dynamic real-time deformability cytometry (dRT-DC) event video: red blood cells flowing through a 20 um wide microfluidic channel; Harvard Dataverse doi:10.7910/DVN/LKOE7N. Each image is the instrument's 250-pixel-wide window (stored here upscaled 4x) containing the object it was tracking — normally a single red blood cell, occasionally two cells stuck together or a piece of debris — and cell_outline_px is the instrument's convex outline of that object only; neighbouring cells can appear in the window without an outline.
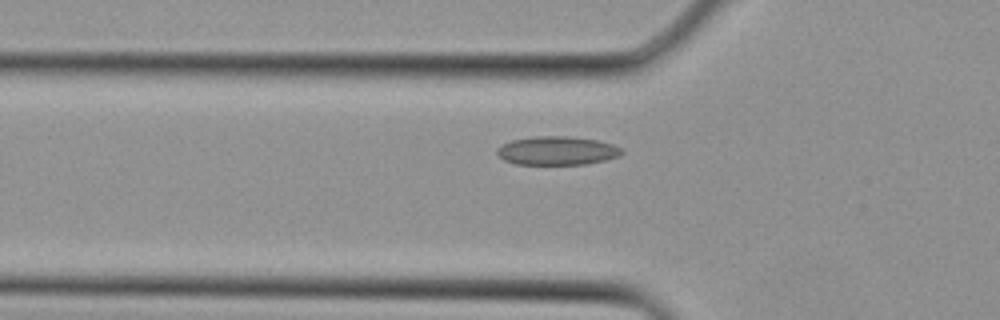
{"species": "Egyptian fruit bat (a non-hibernating species)", "species_latin": "Rousettus aegyptiacus", "temperature_condition": "cold", "stored_images_in_passage": 4, "camera_frame_rate_fps": 3000, "um_per_image_px": 0.085, "animal": {"sex": "female"}, "frame": {"image": 1, "passage_image": 4, "time_ms": 1.0, "image_size_px": [1000, 320], "cell_outline_px": [[624, 152], [620, 156], [588, 164], [516, 164], [504, 160], [496, 152], [496, 148], [512, 140], [536, 136], [568, 136], [600, 140], [612, 144], [620, 148]], "centroid_in_image_um": [47.37, 12.8], "position_along_channel_um": 78.4, "area_um2": 20.81}}